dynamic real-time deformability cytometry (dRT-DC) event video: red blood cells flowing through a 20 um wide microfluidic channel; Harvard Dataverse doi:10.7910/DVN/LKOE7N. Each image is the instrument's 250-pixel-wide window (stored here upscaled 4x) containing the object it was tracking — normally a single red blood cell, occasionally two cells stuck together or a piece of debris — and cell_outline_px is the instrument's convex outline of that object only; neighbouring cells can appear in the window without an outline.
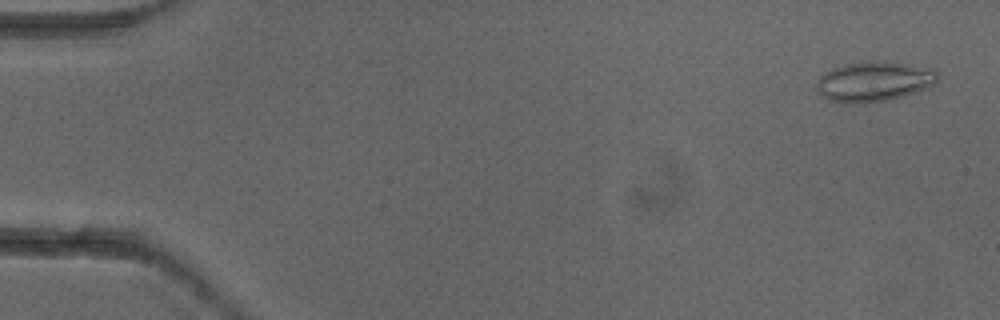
{"species": "common noctule bat (a hibernating species)", "species_latin": "Nyctalus noctula", "temperature_condition": "cold", "stored_images_in_passage": 3, "camera_frame_rate_fps": 3000, "um_per_image_px": 0.085, "animal": {"sex": "female"}, "frame": {"image": 1, "passage_image": 1, "time_ms": 0.0, "image_size_px": [1000, 320], "cell_outline_px": [[940, 80], [936, 84], [888, 100], [856, 104], [848, 104], [828, 100], [820, 96], [816, 88], [816, 80], [824, 72], [832, 68], [844, 64], [880, 60], [884, 60], [932, 68], [940, 76]], "centroid_in_image_um": [74.25, 6.92], "position_along_channel_um": 10.7, "area_um2": 28.55}}